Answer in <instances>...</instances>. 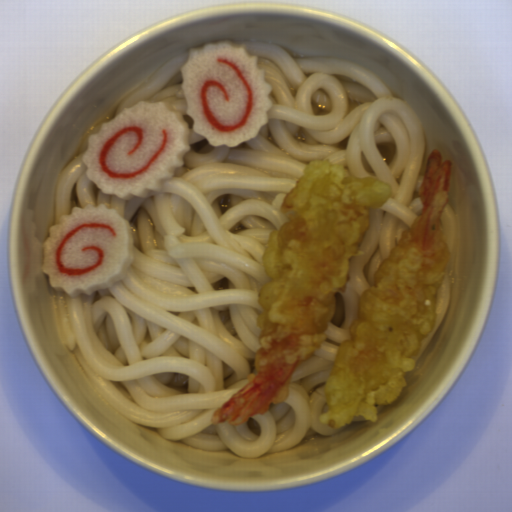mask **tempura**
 Listing matches in <instances>:
<instances>
[{
  "label": "tempura",
  "instance_id": "tempura-1",
  "mask_svg": "<svg viewBox=\"0 0 512 512\" xmlns=\"http://www.w3.org/2000/svg\"><path fill=\"white\" fill-rule=\"evenodd\" d=\"M391 184L357 177L330 160L310 161L280 210L289 221L269 234L262 262L271 281L259 289V348L248 382L211 412L213 425L238 426L289 396L297 367L326 341L350 261L363 256L371 210Z\"/></svg>",
  "mask_w": 512,
  "mask_h": 512
},
{
  "label": "tempura",
  "instance_id": "tempura-2",
  "mask_svg": "<svg viewBox=\"0 0 512 512\" xmlns=\"http://www.w3.org/2000/svg\"><path fill=\"white\" fill-rule=\"evenodd\" d=\"M452 168L440 149L427 156L418 191L421 214L360 297L350 339L343 340L323 386V425L343 427L357 416L377 423L378 406L394 403L407 387L405 376L414 371L419 348L434 328L437 290L449 267L439 222L450 200Z\"/></svg>",
  "mask_w": 512,
  "mask_h": 512
}]
</instances>
